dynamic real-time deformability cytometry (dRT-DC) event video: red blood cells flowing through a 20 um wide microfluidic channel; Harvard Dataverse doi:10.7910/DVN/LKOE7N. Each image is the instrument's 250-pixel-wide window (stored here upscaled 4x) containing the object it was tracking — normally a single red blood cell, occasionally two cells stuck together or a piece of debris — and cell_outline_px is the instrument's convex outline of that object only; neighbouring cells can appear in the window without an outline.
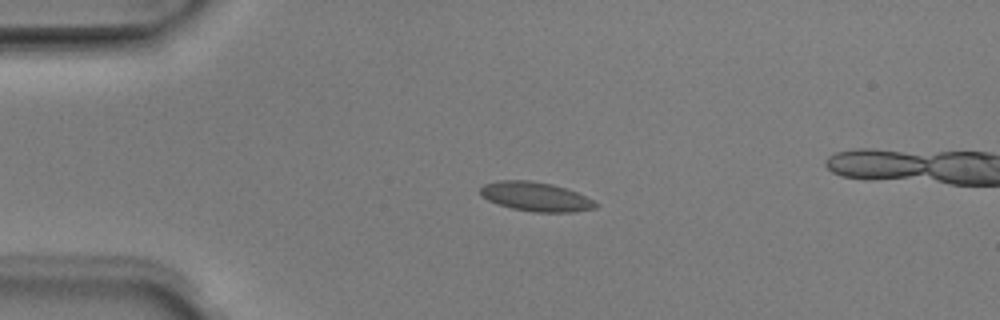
{"species": "Egyptian fruit bat (a non-hibernating species)", "species_latin": "Rousettus aegyptiacus", "temperature_condition": "room temperature", "stored_images_in_passage": 5, "segment_of_instrument_passage": [1, 2], "camera_frame_rate_fps": 3000, "um_per_image_px": 0.085, "animal": {"sex": "male"}, "frame": {"image": 1, "passage_image": 1, "time_ms": 0.0, "image_size_px": [1000, 320], "cell_outline_px": [[596, 208], [572, 212], [532, 212], [512, 208], [488, 200], [480, 196], [480, 188], [484, 184], [500, 180], [532, 180], [552, 184], [576, 192], [592, 200], [596, 204]], "centroid_in_image_um": [45.49, 16.71], "position_along_channel_um": 39.5, "area_um2": 19.42}}
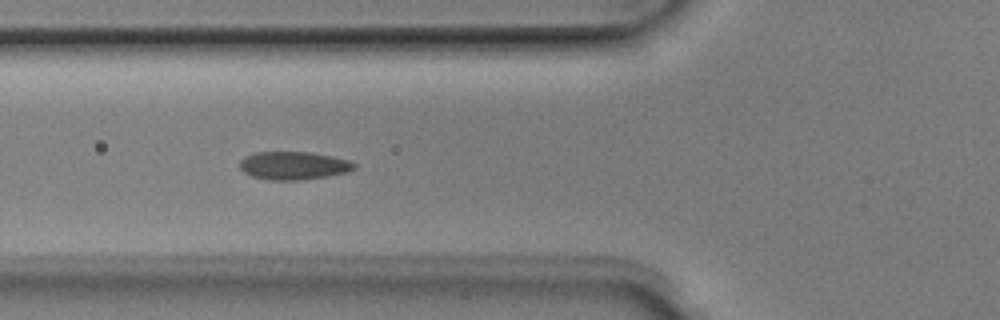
{"frame": {"image": 2, "passage_image": 3, "time_ms": 0.667, "image_size_px": [1000, 320], "cell_outline_px": [[356, 168], [348, 172], [328, 176], [300, 180], [268, 180], [252, 176], [244, 172], [240, 168], [240, 160], [244, 156], [256, 152], [312, 152], [332, 156], [348, 160], [356, 164]], "centroid_in_image_um": [24.96, 14.07], "position_along_channel_um": 100.8, "area_um2": 18.84}}
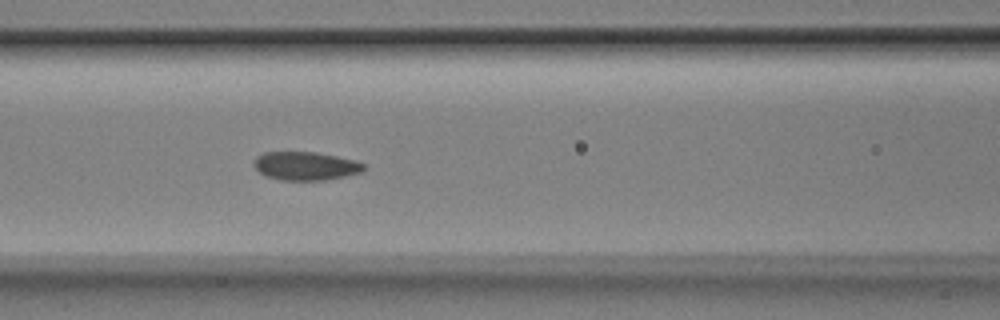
{"frame": {"image": 3, "passage_image": 4, "time_ms": 1.0, "image_size_px": [1000, 320], "cell_outline_px": [[364, 168], [360, 172], [344, 176], [324, 180], [280, 180], [264, 176], [252, 164], [256, 156], [264, 152], [316, 152], [356, 160], [364, 164]], "centroid_in_image_um": [25.93, 14.1], "position_along_channel_um": 140.7, "area_um2": 18.21}}